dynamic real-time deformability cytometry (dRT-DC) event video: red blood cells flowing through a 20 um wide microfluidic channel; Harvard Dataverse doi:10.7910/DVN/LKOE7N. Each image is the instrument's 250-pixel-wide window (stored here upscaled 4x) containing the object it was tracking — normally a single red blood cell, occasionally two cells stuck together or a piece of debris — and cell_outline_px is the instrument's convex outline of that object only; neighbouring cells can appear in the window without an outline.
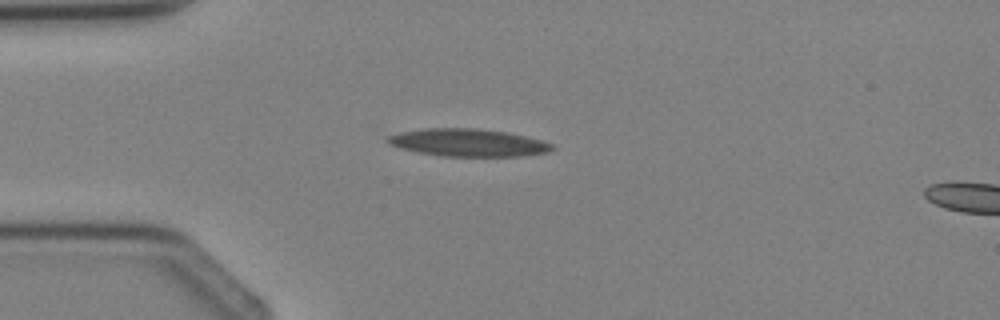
{"species": "Egyptian fruit bat (a non-hibernating species)", "species_latin": "Rousettus aegyptiacus", "temperature_condition": "cold", "stored_images_in_passage": 1, "camera_frame_rate_fps": 3000, "um_per_image_px": 0.085, "animal": {"sex": "female"}, "frame": {"image": 1, "passage_image": 1, "time_ms": 0.0, "image_size_px": [1000, 320], "cell_outline_px": [[556, 148], [548, 152], [520, 156], [440, 156], [400, 148], [388, 144], [384, 140], [384, 136], [400, 132], [424, 128], [476, 128], [508, 132], [540, 140], [552, 144]], "centroid_in_image_um": [39.73, 12.12], "position_along_channel_um": 45.3, "area_um2": 26.53}}